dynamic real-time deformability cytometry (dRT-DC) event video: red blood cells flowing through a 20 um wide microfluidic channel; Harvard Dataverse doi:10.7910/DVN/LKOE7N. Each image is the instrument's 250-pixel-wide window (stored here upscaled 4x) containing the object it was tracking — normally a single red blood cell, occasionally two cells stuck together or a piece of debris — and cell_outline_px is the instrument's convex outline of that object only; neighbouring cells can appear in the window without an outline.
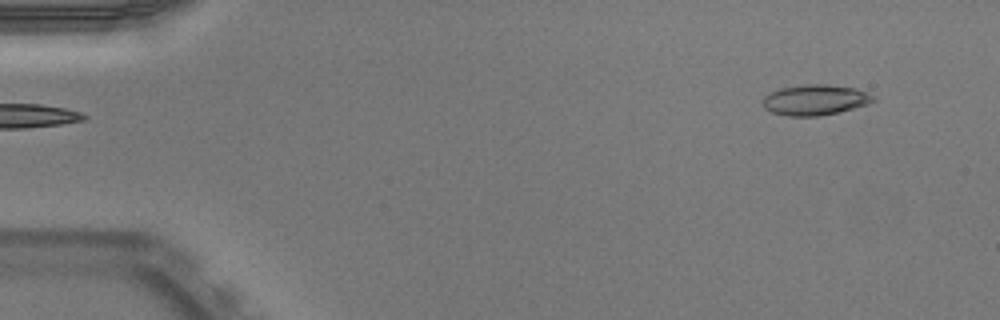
{"species": "Egyptian fruit bat (a non-hibernating species)", "species_latin": "Rousettus aegyptiacus", "temperature_condition": "warm", "stored_images_in_passage": 48, "camera_frame_rate_fps": 3000, "um_per_image_px": 0.085, "animal": {"sex": "male"}, "frame": {"image": 1, "passage_image": 1, "time_ms": 0.0, "image_size_px": [1000, 320], "cell_outline_px": [[876, 100], [868, 104], [820, 116], [788, 116], [772, 112], [764, 108], [760, 104], [760, 100], [764, 96], [780, 88], [804, 84], [828, 84], [856, 88], [868, 92], [876, 96]], "centroid_in_image_um": [69.27, 8.48], "position_along_channel_um": 15.7, "area_um2": 19.88}}
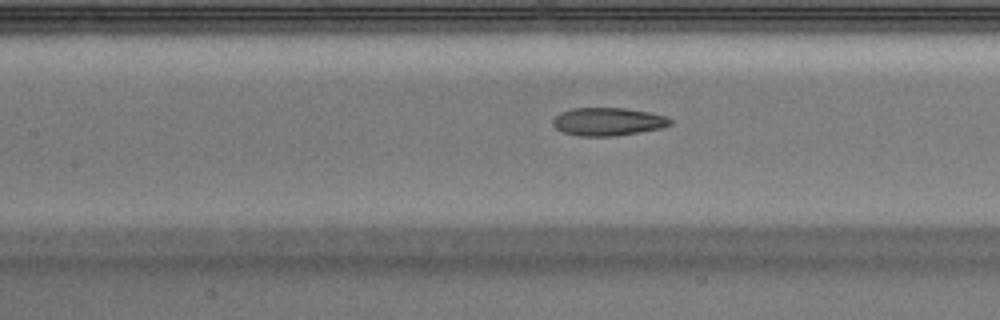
{"frame": {"image": 2, "passage_image": 20, "time_ms": 6.333, "image_size_px": [1000, 320], "cell_outline_px": [[672, 124], [660, 128], [640, 132], [612, 136], [580, 136], [564, 132], [556, 128], [552, 124], [552, 120], [560, 112], [572, 108], [624, 108], [648, 112], [664, 116], [672, 120]], "centroid_in_image_um": [51.65, 10.34], "position_along_channel_um": 155.7, "area_um2": 19.02}}
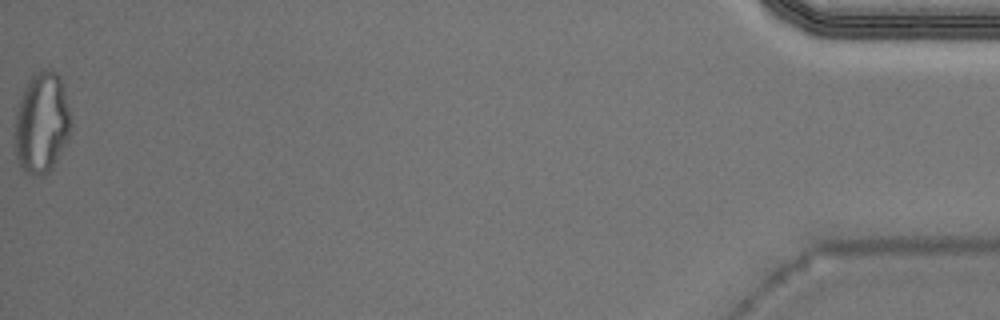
{"frame": {"image": 3, "passage_image": 48, "time_ms": 15.667, "image_size_px": [1000, 320], "cell_outline_px": [[72, 124], [68, 140], [52, 168], [44, 176], [32, 176], [20, 168], [12, 144], [16, 108], [20, 96], [28, 80], [36, 72], [44, 68], [48, 68], [56, 72], [60, 76]], "centroid_in_image_um": [3.5, 10.48], "position_along_channel_um": 431.7, "area_um2": 33.81}, "authors_computed_cell_mechanics": {"area_um2": 19.8543, "velocity_mm_per_s": 3.9774, "shape_relaxation_time_tau1_ms": null, "shape_relaxation_time_tau2_ms": 1.7667, "deformation_change_tau1": null, "deformation_change_tau2": 0.098}}